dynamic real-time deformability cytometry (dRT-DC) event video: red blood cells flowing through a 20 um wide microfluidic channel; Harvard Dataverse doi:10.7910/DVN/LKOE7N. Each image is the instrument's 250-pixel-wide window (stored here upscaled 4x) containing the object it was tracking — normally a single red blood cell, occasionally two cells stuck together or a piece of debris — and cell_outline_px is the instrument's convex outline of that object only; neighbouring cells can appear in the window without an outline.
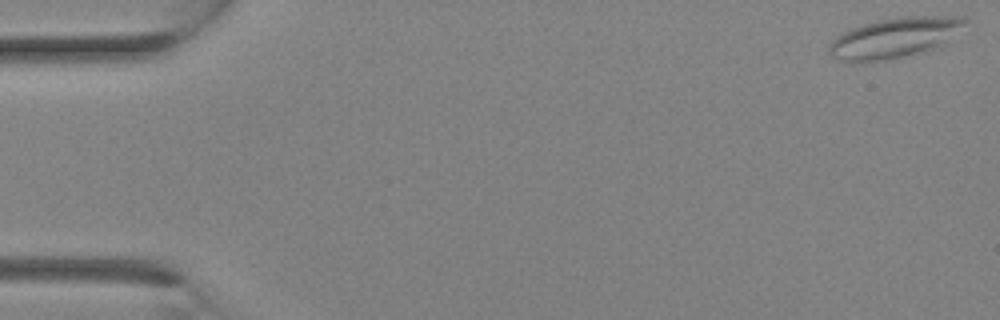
{"species": "Egyptian fruit bat (a non-hibernating species)", "species_latin": "Rousettus aegyptiacus", "temperature_condition": "room temperature", "stored_images_in_passage": 7, "camera_frame_rate_fps": 3000, "um_per_image_px": 0.085, "animal": {"sex": "female"}, "frame": {"image": 1, "passage_image": 1, "time_ms": 0.0, "image_size_px": [1000, 320], "cell_outline_px": [[968, 20], [940, 48], [928, 52], [880, 60], [840, 60], [832, 56], [828, 52], [828, 48], [832, 40], [836, 36], [852, 28], [864, 24], [880, 20], [904, 16], [952, 16]], "centroid_in_image_um": [76.06, 3.2], "position_along_channel_um": 8.9, "area_um2": 31.27}}